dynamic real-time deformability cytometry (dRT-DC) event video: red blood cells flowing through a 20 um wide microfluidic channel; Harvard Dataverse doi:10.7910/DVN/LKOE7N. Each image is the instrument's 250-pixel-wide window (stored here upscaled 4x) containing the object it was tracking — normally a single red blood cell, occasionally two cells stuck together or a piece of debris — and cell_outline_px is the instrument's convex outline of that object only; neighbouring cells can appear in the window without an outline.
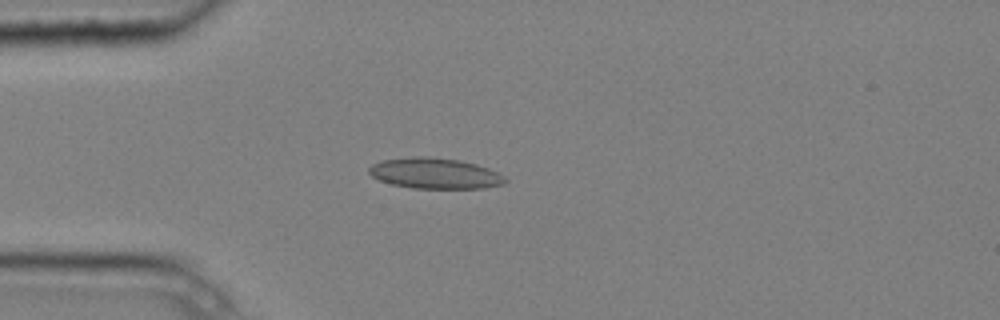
{"species": "common noctule bat (a hibernating species)", "species_latin": "Nyctalus noctula", "temperature_condition": "cold", "stored_images_in_passage": 2, "camera_frame_rate_fps": 3000, "um_per_image_px": 0.085, "animal": {"sex": "male", "body_mass_g": 20.4}, "frame": {"image": 1, "passage_image": 2, "time_ms": 0.333, "image_size_px": [1000, 320], "cell_outline_px": [[508, 180], [504, 184], [484, 188], [412, 188], [392, 184], [380, 180], [372, 176], [368, 172], [368, 168], [372, 164], [380, 160], [412, 156], [424, 156], [460, 160], [476, 164], [488, 168], [504, 176]], "centroid_in_image_um": [36.95, 14.73], "position_along_channel_um": 48.0, "area_um2": 24.45}}